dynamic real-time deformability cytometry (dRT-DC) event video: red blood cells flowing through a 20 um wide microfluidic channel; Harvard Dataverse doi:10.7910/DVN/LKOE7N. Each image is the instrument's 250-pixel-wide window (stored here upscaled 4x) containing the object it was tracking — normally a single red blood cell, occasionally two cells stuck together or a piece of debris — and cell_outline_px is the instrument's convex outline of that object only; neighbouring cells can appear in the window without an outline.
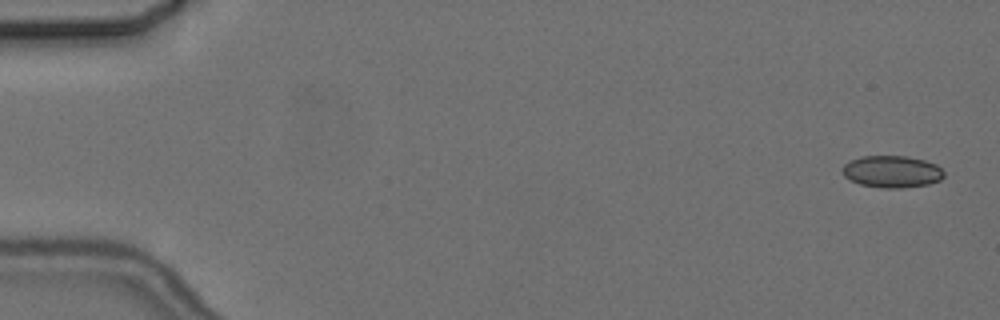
{"species": "common noctule bat (a hibernating species)", "species_latin": "Nyctalus noctula", "temperature_condition": "cold", "stored_images_in_passage": 4, "camera_frame_rate_fps": 3000, "um_per_image_px": 0.085, "animal": {"sex": "female", "body_mass_g": 24.6, "forearm_length_mm": 56.2}, "frame": {"image": 1, "passage_image": 1, "time_ms": 0.0, "image_size_px": [1000, 320], "cell_outline_px": [[944, 176], [940, 180], [928, 184], [904, 188], [880, 188], [860, 184], [844, 176], [840, 168], [844, 164], [860, 156], [908, 156], [924, 160], [936, 164], [944, 172]], "centroid_in_image_um": [75.81, 14.59], "position_along_channel_um": 9.2, "area_um2": 19.02}}